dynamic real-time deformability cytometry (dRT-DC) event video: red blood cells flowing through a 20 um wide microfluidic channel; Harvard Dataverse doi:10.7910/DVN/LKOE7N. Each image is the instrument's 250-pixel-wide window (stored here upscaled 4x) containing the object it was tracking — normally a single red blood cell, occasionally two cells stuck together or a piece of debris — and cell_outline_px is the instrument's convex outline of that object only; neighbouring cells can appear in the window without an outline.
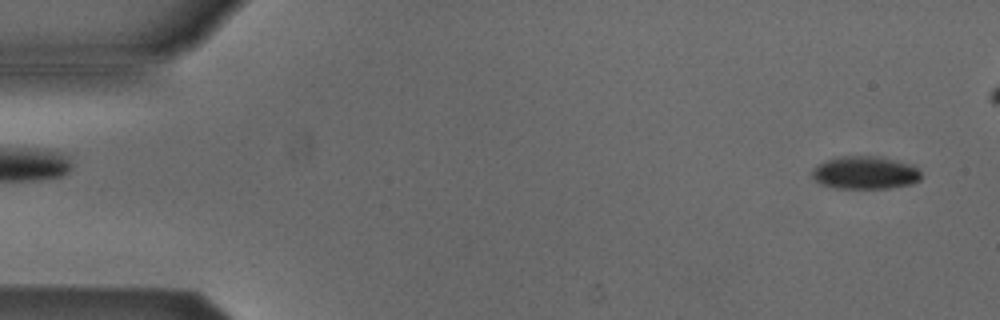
{"species": "Egyptian fruit bat (a non-hibernating species)", "species_latin": "Rousettus aegyptiacus", "temperature_condition": "cold", "stored_images_in_passage": 5, "segment_of_instrument_passage": [2, 2], "camera_frame_rate_fps": 3000, "um_per_image_px": 0.085, "animal": {"sex": "male"}, "frame": {"image": 1, "passage_image": 5, "time_ms": 5.667, "image_size_px": [1000, 320], "cell_outline_px": [[920, 180], [912, 184], [888, 188], [832, 188], [820, 184], [812, 176], [812, 168], [816, 164], [824, 160], [836, 156], [884, 156], [916, 164], [920, 172]], "centroid_in_image_um": [73.54, 14.65], "position_along_channel_um": 11.5, "area_um2": 21.56}}